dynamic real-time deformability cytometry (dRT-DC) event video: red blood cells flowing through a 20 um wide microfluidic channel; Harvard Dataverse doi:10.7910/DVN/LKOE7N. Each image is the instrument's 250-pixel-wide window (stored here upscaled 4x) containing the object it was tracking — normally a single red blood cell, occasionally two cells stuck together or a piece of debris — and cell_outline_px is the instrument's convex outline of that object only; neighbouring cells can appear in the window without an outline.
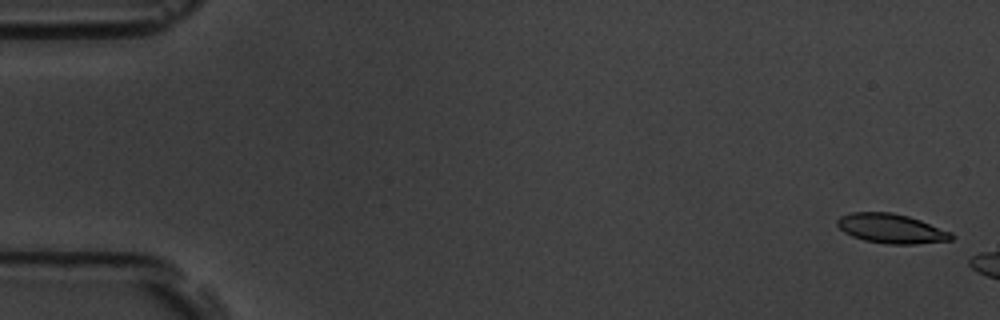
{"species": "common noctule bat (a hibernating species)", "species_latin": "Nyctalus noctula", "temperature_condition": "room temperature", "stored_images_in_passage": 3, "camera_frame_rate_fps": 3000, "um_per_image_px": 0.085, "animal": {"sex": "male", "body_mass_g": 19.5, "forearm_length_mm": 54.6}, "frame": {"image": 1, "passage_image": 1, "time_ms": 0.0, "image_size_px": [1000, 320], "cell_outline_px": [[956, 236], [952, 240], [916, 244], [888, 244], [864, 240], [852, 236], [844, 232], [836, 224], [836, 220], [840, 216], [852, 212], [892, 212], [908, 216], [920, 220], [952, 232]], "centroid_in_image_um": [75.77, 19.43], "position_along_channel_um": 9.2, "area_um2": 19.71}}